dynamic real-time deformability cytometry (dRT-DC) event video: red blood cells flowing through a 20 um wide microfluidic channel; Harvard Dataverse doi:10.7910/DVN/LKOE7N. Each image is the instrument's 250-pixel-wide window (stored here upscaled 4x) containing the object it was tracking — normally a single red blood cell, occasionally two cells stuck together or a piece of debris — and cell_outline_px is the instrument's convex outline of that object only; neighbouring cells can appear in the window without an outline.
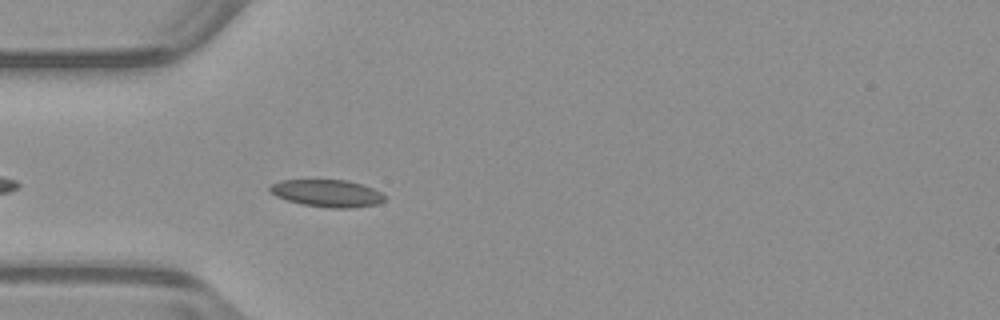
{"species": "common noctule bat (a hibernating species)", "species_latin": "Nyctalus noctula", "temperature_condition": "warm", "stored_images_in_passage": 26, "camera_frame_rate_fps": 3000, "um_per_image_px": 0.085, "animal": {"sex": "male", "body_mass_g": 23.1, "forearm_length_mm": 52.7}, "frame": {"image": 1, "passage_image": 4, "time_ms": 1.0, "image_size_px": [1000, 320], "cell_outline_px": [[388, 196], [384, 200], [376, 204], [352, 208], [332, 208], [300, 204], [276, 196], [268, 188], [272, 184], [280, 180], [348, 180], [372, 188]], "centroid_in_image_um": [27.82, 16.43], "position_along_channel_um": 57.2, "area_um2": 18.15}}
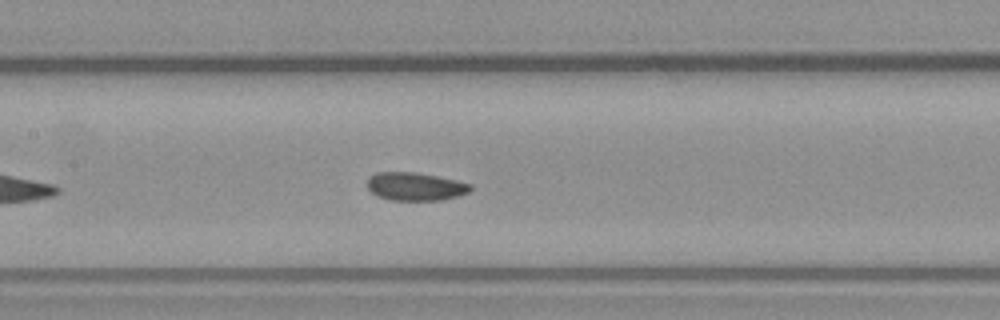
{"frame": {"image": 2, "passage_image": 13, "time_ms": 4.0, "image_size_px": [1000, 320], "cell_outline_px": [[472, 188], [468, 192], [460, 196], [440, 200], [388, 200], [372, 192], [368, 188], [368, 176], [376, 172], [416, 172], [456, 180], [472, 184]], "centroid_in_image_um": [35.31, 15.85], "position_along_channel_um": 172.1, "area_um2": 16.94}}
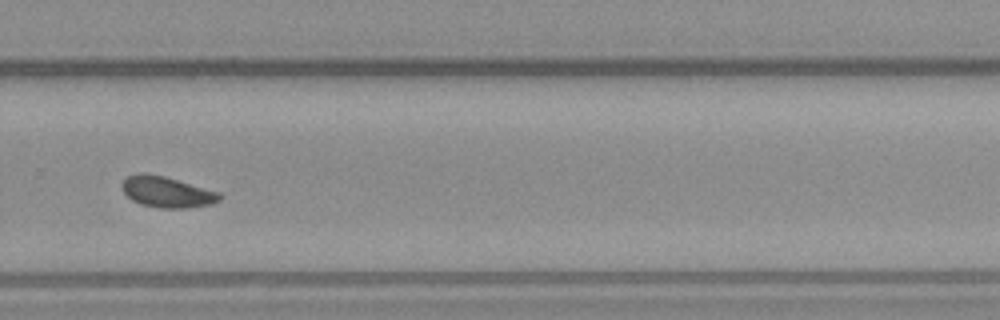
{"frame": {"image": 3, "passage_image": 24, "time_ms": 7.667, "image_size_px": [1000, 320], "cell_outline_px": [[224, 196], [220, 200], [212, 204], [188, 208], [160, 208], [140, 204], [132, 200], [120, 188], [120, 184], [128, 176], [140, 172], [144, 172], [164, 176], [220, 192]], "centroid_in_image_um": [14.19, 16.32], "position_along_channel_um": 315.6, "area_um2": 17.8}}